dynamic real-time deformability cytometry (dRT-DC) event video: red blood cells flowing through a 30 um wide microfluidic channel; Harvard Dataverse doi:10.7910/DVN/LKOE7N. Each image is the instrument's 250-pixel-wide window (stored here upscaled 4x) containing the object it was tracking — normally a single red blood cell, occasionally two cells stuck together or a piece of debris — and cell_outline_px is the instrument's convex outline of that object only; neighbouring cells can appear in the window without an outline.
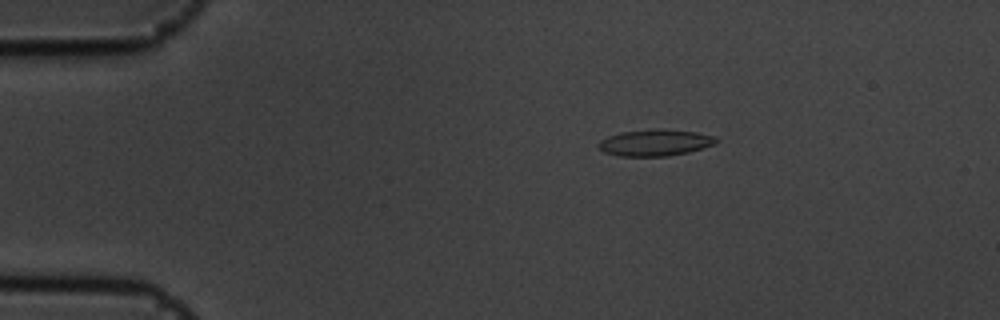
{"species": "common noctule bat (a hibernating species)", "species_latin": "Nyctalus noctula", "temperature_condition": "cold", "stored_images_in_passage": 56, "camera_frame_rate_fps": 3000, "um_per_image_px": 0.085, "animal": {"sex": "male", "body_mass_g": 19.5, "forearm_length_mm": 54.6}, "frame": {"image": 1, "passage_image": 10, "time_ms": 3.0, "image_size_px": [1000, 320], "cell_outline_px": [[720, 140], [716, 144], [688, 152], [668, 156], [620, 156], [604, 152], [596, 144], [600, 140], [608, 136], [620, 132], [660, 128], [696, 132], [716, 136]], "centroid_in_image_um": [55.71, 12.12], "position_along_channel_um": 29.3, "area_um2": 18.32}}
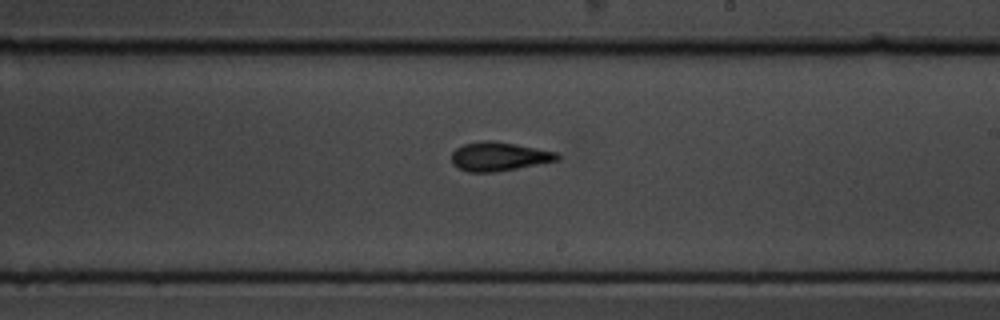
{"frame": {"image": 2, "passage_image": 33, "time_ms": 10.667, "image_size_px": [1000, 320], "cell_outline_px": [[560, 160], [496, 172], [468, 172], [452, 164], [452, 152], [456, 148], [464, 144], [480, 140], [492, 140], [516, 144], [556, 152], [560, 156]], "centroid_in_image_um": [42.4, 13.29], "position_along_channel_um": 246.6, "area_um2": 17.8}}
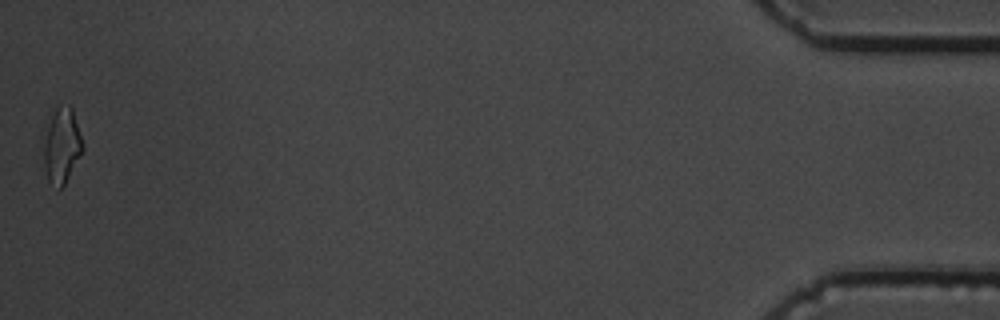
{"frame": {"image": 3, "passage_image": 56, "time_ms": 18.333, "image_size_px": [1000, 320], "cell_outline_px": [[84, 148], [80, 156], [64, 184], [60, 188], [48, 180], [44, 164], [40, 140], [40, 132], [56, 104], [68, 104], [72, 108], [84, 144]], "centroid_in_image_um": [5.17, 12.24], "position_along_channel_um": 430.0, "area_um2": 18.09}, "authors_computed_cell_mechanics": {"area_um2": 17.5423, "velocity_mm_per_s": 3.5728, "shape_relaxation_time_tau1_ms": 4.6835, "shape_relaxation_time_tau2_ms": 1.8253, "deformation_change_tau1": 0.1365, "deformation_change_tau2": 0.089}}